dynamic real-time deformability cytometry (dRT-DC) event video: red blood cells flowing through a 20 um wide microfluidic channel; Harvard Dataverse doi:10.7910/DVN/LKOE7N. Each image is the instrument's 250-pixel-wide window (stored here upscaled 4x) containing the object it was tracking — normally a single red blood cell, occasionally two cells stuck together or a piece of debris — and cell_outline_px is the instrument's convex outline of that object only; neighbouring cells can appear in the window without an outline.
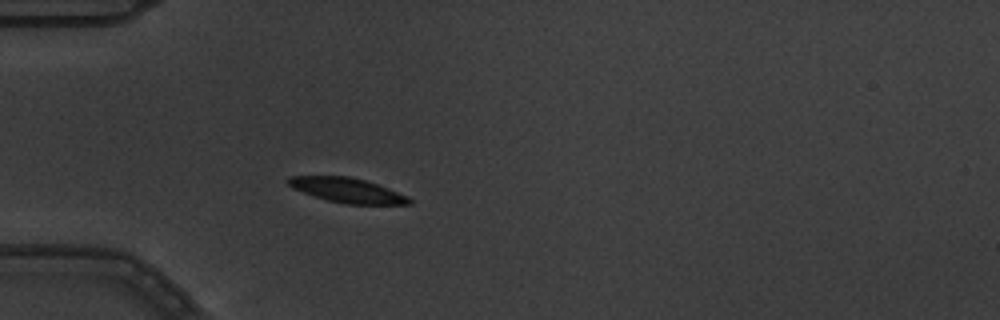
{"species": "common noctule bat (a hibernating species)", "species_latin": "Nyctalus noctula", "temperature_condition": "warm", "stored_images_in_passage": 3, "camera_frame_rate_fps": 3000, "um_per_image_px": 0.085, "animal": {"sex": "male", "body_mass_g": 19.5, "forearm_length_mm": 54.6}, "frame": {"image": 1, "passage_image": 3, "time_ms": 0.667, "image_size_px": [1000, 320], "cell_outline_px": [[412, 204], [344, 204], [328, 200], [292, 188], [284, 180], [288, 176], [348, 176], [364, 180], [388, 188], [408, 196], [412, 200]], "centroid_in_image_um": [29.5, 16.17], "position_along_channel_um": 55.5, "area_um2": 17.28}}